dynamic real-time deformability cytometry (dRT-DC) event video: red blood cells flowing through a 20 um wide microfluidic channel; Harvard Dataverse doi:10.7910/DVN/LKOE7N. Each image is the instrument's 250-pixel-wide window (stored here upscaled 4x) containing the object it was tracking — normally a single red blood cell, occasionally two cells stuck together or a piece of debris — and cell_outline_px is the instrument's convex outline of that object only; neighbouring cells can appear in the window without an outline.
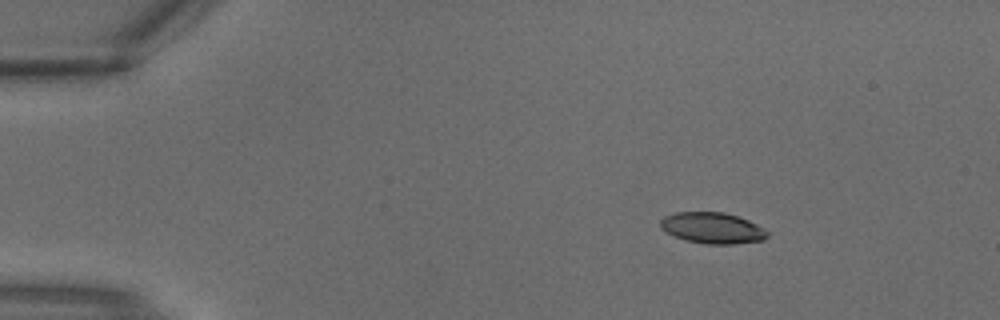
{"species": "common noctule bat (a hibernating species)", "species_latin": "Nyctalus noctula", "temperature_condition": "warm", "stored_images_in_passage": 2, "camera_frame_rate_fps": 3000, "um_per_image_px": 0.085, "animal": {"sex": "male", "body_mass_g": 18.8}, "frame": {"image": 1, "passage_image": 1, "time_ms": 0.0, "image_size_px": [1000, 320], "cell_outline_px": [[768, 236], [764, 240], [732, 244], [704, 244], [684, 240], [660, 228], [660, 220], [664, 216], [672, 212], [724, 212], [748, 220], [756, 224], [768, 232]], "centroid_in_image_um": [60.53, 19.38], "position_along_channel_um": 24.5, "area_um2": 19.36}}